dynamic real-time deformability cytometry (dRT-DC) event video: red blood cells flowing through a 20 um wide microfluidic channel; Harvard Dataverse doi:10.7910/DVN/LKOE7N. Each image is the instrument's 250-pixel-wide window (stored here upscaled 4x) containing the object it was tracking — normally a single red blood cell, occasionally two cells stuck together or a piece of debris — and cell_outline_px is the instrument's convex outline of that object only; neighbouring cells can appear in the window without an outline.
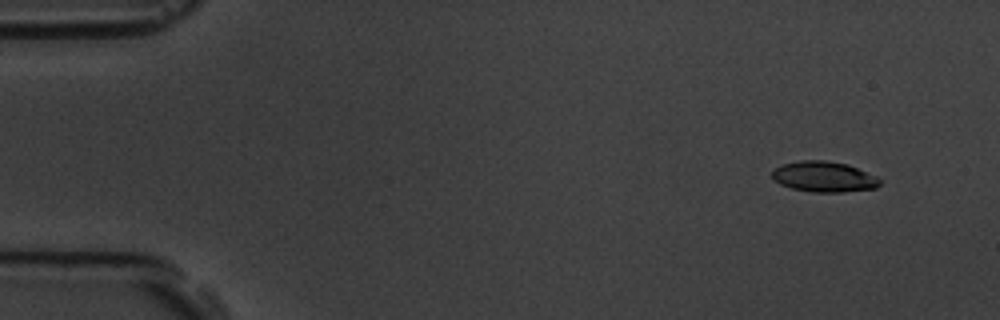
{"species": "common noctule bat (a hibernating species)", "species_latin": "Nyctalus noctula", "temperature_condition": "room temperature", "stored_images_in_passage": 5, "camera_frame_rate_fps": 3000, "um_per_image_px": 0.085, "animal": {"sex": "male", "body_mass_g": 19.5, "forearm_length_mm": 54.6}, "frame": {"image": 1, "passage_image": 2, "time_ms": 1.0, "image_size_px": [1000, 320], "cell_outline_px": [[880, 184], [876, 188], [844, 192], [812, 192], [792, 188], [780, 184], [772, 180], [772, 172], [776, 168], [784, 164], [800, 160], [824, 160], [848, 164], [876, 176], [880, 180]], "centroid_in_image_um": [70.03, 15.02], "position_along_channel_um": 15.0, "area_um2": 19.19}}
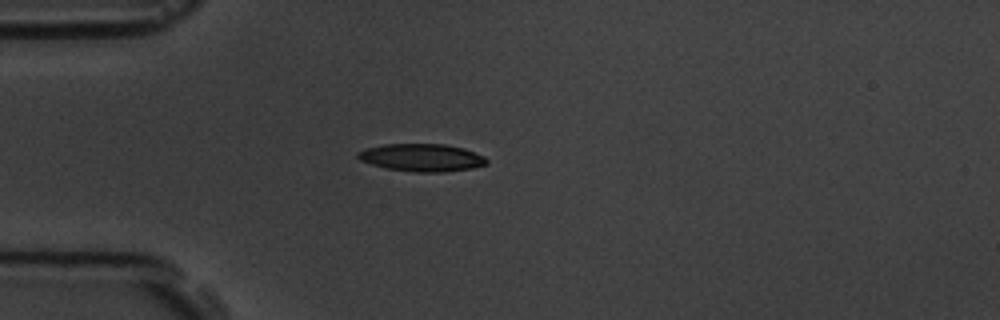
{"frame": {"image": 2, "passage_image": 5, "time_ms": 4.667, "image_size_px": [1000, 320], "cell_outline_px": [[488, 164], [472, 168], [444, 172], [416, 172], [384, 168], [360, 160], [356, 156], [356, 152], [364, 148], [384, 144], [444, 144], [464, 148], [484, 156], [488, 160]], "centroid_in_image_um": [35.84, 13.39], "position_along_channel_um": 49.2, "area_um2": 20.87}}